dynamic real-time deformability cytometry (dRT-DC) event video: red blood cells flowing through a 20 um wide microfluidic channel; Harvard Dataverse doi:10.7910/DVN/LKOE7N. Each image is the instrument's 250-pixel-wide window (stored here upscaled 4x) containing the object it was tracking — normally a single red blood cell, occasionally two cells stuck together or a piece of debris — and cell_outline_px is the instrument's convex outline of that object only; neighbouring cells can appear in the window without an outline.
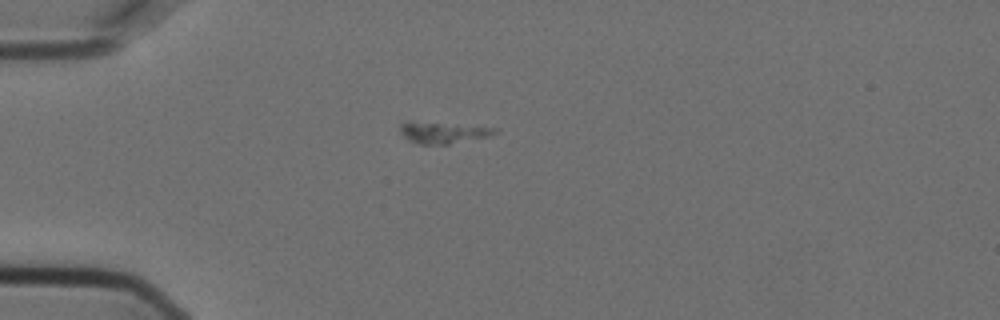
{"species": "Egyptian fruit bat (a non-hibernating species)", "species_latin": "Rousettus aegyptiacus", "temperature_condition": "cold", "stored_images_in_passage": 43, "camera_frame_rate_fps": 3000, "um_per_image_px": 0.085, "animal": {"sex": "female"}, "frame": {"image": 1, "passage_image": 1, "time_ms": 0.0, "image_size_px": [1000, 320], "cell_outline_px": [[500, 128], [496, 132], [488, 136], [448, 144], [420, 144], [404, 136], [400, 132], [400, 124], [408, 120]], "centroid_in_image_um": [37.63, 11.24], "position_along_channel_um": 47.4, "area_um2": 11.68}}
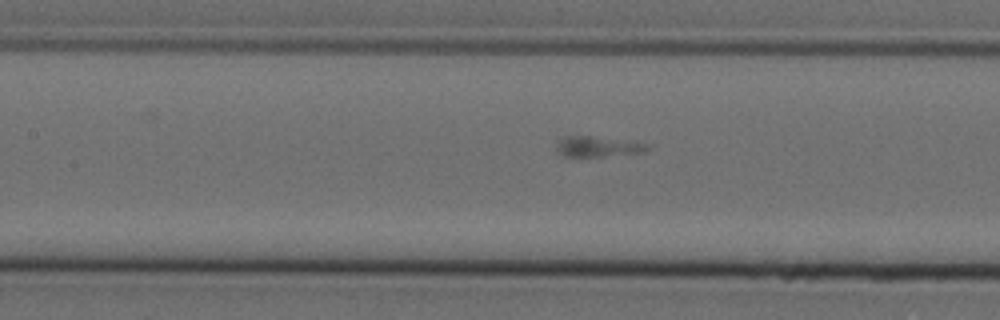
{"frame": {"image": 2, "passage_image": 12, "time_ms": 3.667, "image_size_px": [1000, 320], "cell_outline_px": [[648, 148], [644, 152], [580, 160], [560, 156], [556, 152], [556, 140], [564, 136], [592, 136], [644, 144]], "centroid_in_image_um": [50.59, 12.53], "position_along_channel_um": 156.8, "area_um2": 11.44}}
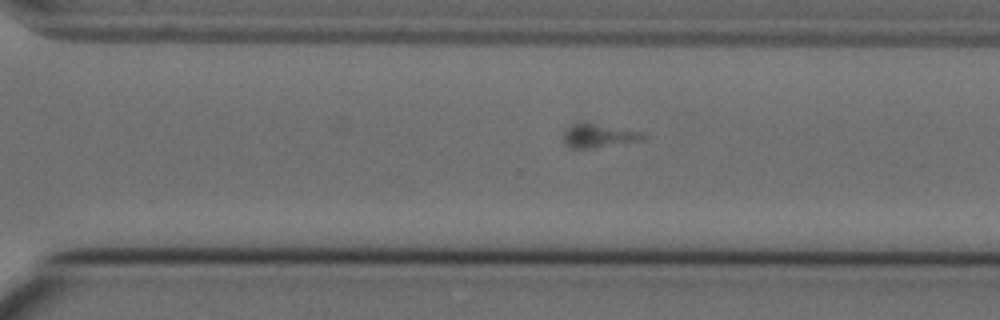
{"frame": {"image": 3, "passage_image": 26, "time_ms": 8.333, "image_size_px": [1000, 320], "cell_outline_px": [[648, 136], [644, 140], [592, 148], [568, 148], [564, 144], [564, 132], [572, 124], [592, 124], [644, 132]], "centroid_in_image_um": [50.92, 11.57], "position_along_channel_um": 319.7, "area_um2": 10.69}}